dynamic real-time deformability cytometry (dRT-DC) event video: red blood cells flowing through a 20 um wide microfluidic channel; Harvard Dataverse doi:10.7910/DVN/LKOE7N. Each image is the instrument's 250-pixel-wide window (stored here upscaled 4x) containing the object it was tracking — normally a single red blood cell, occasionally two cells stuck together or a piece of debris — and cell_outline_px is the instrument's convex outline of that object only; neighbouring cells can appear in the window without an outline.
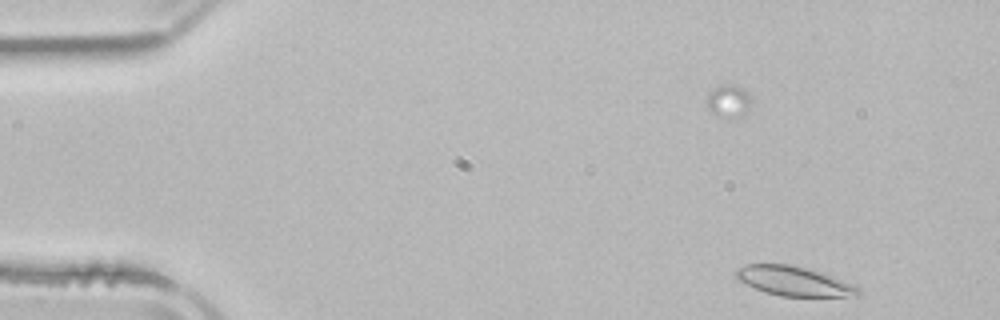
{"species": "common noctule bat (a hibernating species)", "species_latin": "Nyctalus noctula", "temperature_condition": "room temperature", "stored_images_in_passage": 4, "camera_frame_rate_fps": 3000, "um_per_image_px": 0.085, "animal": {"sex": "male", "body_mass_g": 21.5, "forearm_length_mm": 52.0}, "frame": {"image": 1, "passage_image": 1, "time_ms": 0.0, "image_size_px": [1000, 320], "cell_outline_px": [[860, 296], [780, 296], [764, 292], [740, 280], [736, 276], [736, 268], [748, 264], [788, 264], [820, 272], [832, 276], [860, 288]], "centroid_in_image_um": [67.48, 23.9], "position_along_channel_um": 17.5, "area_um2": 20.58}}
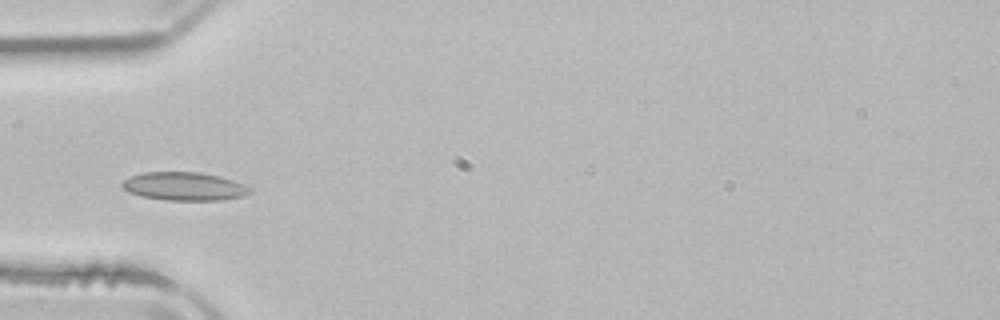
{"frame": {"image": 2, "passage_image": 4, "time_ms": 4.0, "image_size_px": [1000, 320], "cell_outline_px": [[252, 192], [244, 196], [220, 200], [164, 200], [144, 196], [128, 192], [120, 184], [124, 180], [132, 176], [144, 172], [200, 172], [220, 176], [244, 184], [252, 188]], "centroid_in_image_um": [15.7, 15.84], "position_along_channel_um": 69.3, "area_um2": 21.04}}